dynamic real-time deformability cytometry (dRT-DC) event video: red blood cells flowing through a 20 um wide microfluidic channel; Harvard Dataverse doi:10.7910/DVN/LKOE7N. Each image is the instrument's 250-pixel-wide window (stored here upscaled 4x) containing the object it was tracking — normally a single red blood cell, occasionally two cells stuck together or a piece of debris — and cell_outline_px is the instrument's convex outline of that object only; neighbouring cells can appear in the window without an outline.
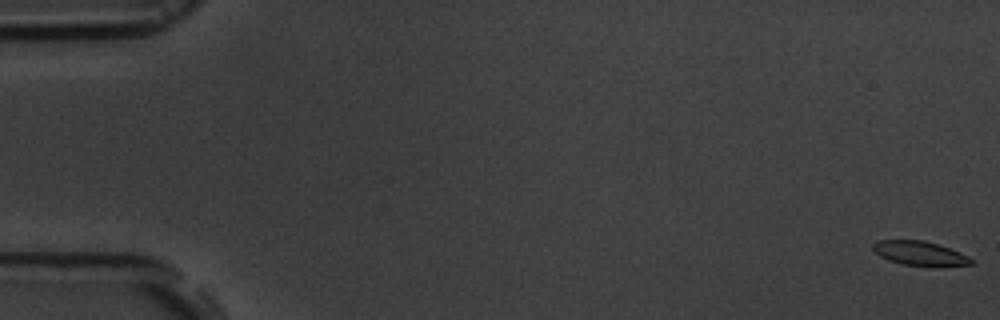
{"species": "common noctule bat (a hibernating species)", "species_latin": "Nyctalus noctula", "temperature_condition": "room temperature", "stored_images_in_passage": 56, "camera_frame_rate_fps": 3000, "um_per_image_px": 0.085, "animal": {"sex": "male", "body_mass_g": 19.5, "forearm_length_mm": 54.6}, "frame": {"image": 1, "passage_image": 1, "time_ms": 0.0, "image_size_px": [1000, 320], "cell_outline_px": [[976, 260], [972, 264], [904, 264], [888, 260], [880, 256], [872, 248], [872, 244], [880, 240], [924, 240], [960, 252]], "centroid_in_image_um": [78.14, 21.49], "position_along_channel_um": 6.9, "area_um2": 13.18}}
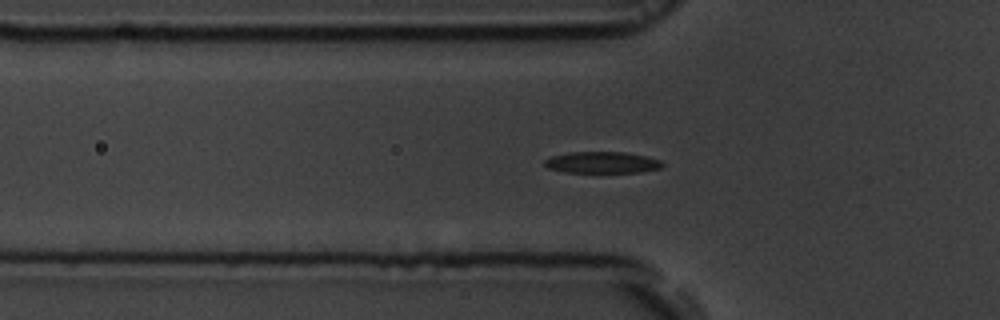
{"frame": {"image": 2, "passage_image": 19, "time_ms": 6.0, "image_size_px": [1000, 320], "cell_outline_px": [[664, 164], [660, 168], [640, 172], [564, 172], [548, 168], [544, 164], [544, 160], [552, 156], [568, 152], [624, 152], [644, 156], [660, 160]], "centroid_in_image_um": [51.15, 13.81], "position_along_channel_um": 74.6, "area_um2": 14.62}}
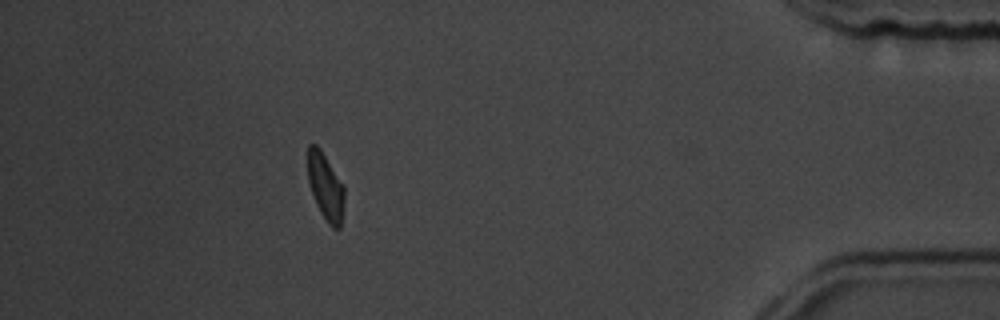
{"frame": {"image": 3, "passage_image": 50, "time_ms": 16.333, "image_size_px": [1000, 320], "cell_outline_px": [[344, 208], [340, 228], [332, 228], [328, 224], [320, 212], [316, 204], [308, 180], [308, 144], [316, 144], [320, 148], [344, 184]], "centroid_in_image_um": [27.69, 15.87], "position_along_channel_um": 407.5, "area_um2": 14.39}, "authors_computed_cell_mechanics": {"area_um2": 14.8835, "velocity_mm_per_s": 3.7243, "shape_relaxation_time_tau1_ms": 2.6421, "shape_relaxation_time_tau2_ms": 8.6537, "deformation_change_tau1": 0.1314, "deformation_change_tau2": 0.1632}}